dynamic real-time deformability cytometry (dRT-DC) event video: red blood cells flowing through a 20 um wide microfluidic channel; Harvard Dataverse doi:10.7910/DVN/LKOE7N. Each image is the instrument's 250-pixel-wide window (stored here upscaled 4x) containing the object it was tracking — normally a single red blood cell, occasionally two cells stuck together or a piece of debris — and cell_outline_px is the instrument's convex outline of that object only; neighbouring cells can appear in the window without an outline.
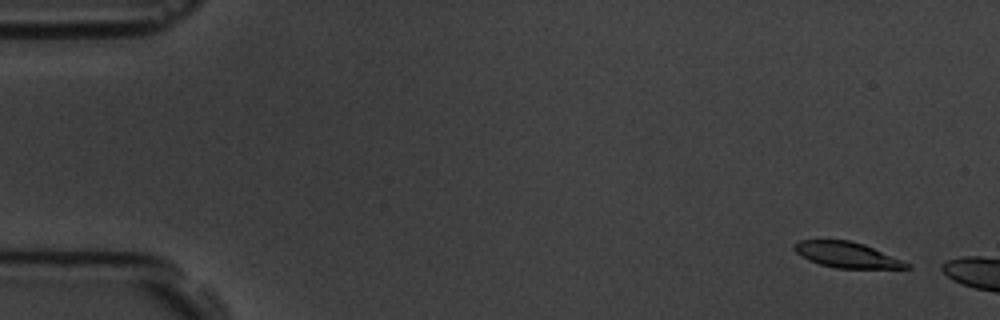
{"species": "common noctule bat (a hibernating species)", "species_latin": "Nyctalus noctula", "temperature_condition": "room temperature", "stored_images_in_passage": 4, "camera_frame_rate_fps": 3000, "um_per_image_px": 0.085, "animal": {"sex": "male", "body_mass_g": 19.5, "forearm_length_mm": 54.6}, "frame": {"image": 1, "passage_image": 2, "time_ms": 1.0, "image_size_px": [1000, 320], "cell_outline_px": [[912, 268], [836, 268], [820, 264], [808, 260], [800, 256], [792, 248], [792, 244], [800, 240], [848, 240], [864, 244], [912, 264]], "centroid_in_image_um": [71.96, 21.66], "position_along_channel_um": 13.0, "area_um2": 16.82}}